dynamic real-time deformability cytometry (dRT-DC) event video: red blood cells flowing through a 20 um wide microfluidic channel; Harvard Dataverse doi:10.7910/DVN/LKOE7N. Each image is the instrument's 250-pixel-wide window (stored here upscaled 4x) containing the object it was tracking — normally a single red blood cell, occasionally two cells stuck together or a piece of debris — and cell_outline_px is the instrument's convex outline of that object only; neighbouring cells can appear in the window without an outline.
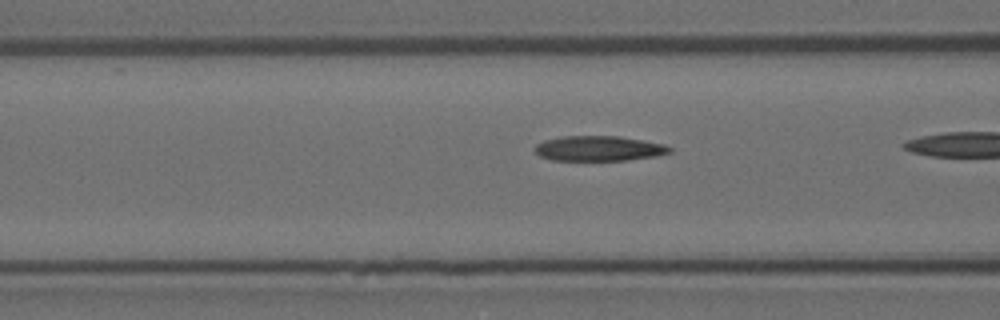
{"species": "Egyptian fruit bat (a non-hibernating species)", "species_latin": "Rousettus aegyptiacus", "temperature_condition": "room temperature", "stored_images_in_passage": 13, "camera_frame_rate_fps": 3000, "um_per_image_px": 0.085, "animal": {"sex": "female"}, "frame": {"image": 1, "passage_image": 11, "time_ms": 3.333, "image_size_px": [1000, 320], "cell_outline_px": [[672, 152], [656, 156], [628, 160], [552, 160], [540, 156], [536, 152], [536, 144], [544, 140], [564, 136], [620, 136], [644, 140], [664, 144], [672, 148]], "centroid_in_image_um": [50.94, 12.61], "position_along_channel_um": 115.7, "area_um2": 19.71}}